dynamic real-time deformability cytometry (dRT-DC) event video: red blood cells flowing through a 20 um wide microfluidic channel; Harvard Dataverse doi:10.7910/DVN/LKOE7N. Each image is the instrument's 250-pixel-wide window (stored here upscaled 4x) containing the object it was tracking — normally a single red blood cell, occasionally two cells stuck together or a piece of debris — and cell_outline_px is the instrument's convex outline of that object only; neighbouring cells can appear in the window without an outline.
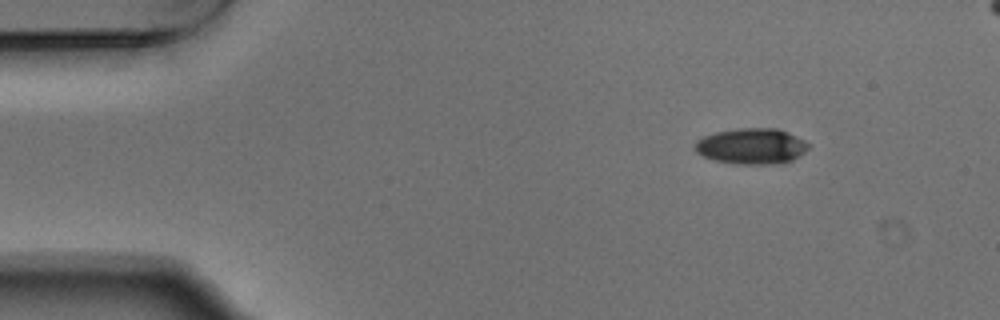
{"species": "Egyptian fruit bat (a non-hibernating species)", "species_latin": "Rousettus aegyptiacus", "temperature_condition": "warm", "stored_images_in_passage": 48, "camera_frame_rate_fps": 3000, "um_per_image_px": 0.085, "animal": {"sex": "male"}, "frame": {"image": 1, "passage_image": 1, "time_ms": 0.0, "image_size_px": [1000, 320], "cell_outline_px": [[808, 148], [804, 152], [792, 160], [780, 164], [736, 164], [712, 160], [696, 152], [692, 148], [696, 140], [704, 136], [716, 132], [740, 128], [776, 128], [788, 132], [804, 140], [808, 144]], "centroid_in_image_um": [63.84, 12.43], "position_along_channel_um": 21.2, "area_um2": 23.81}}
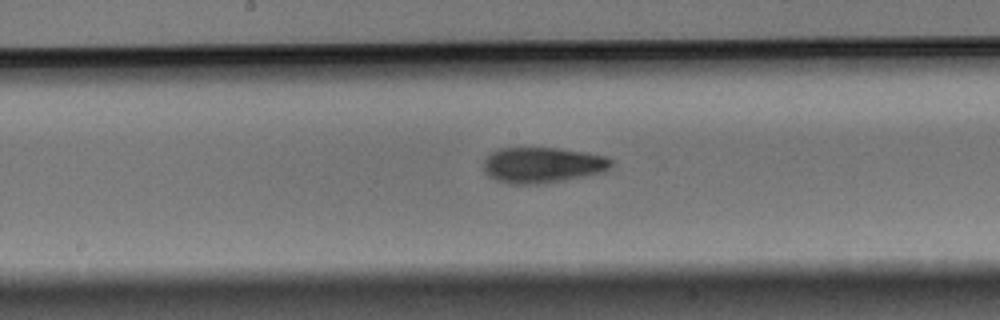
{"frame": {"image": 2, "passage_image": 22, "time_ms": 7.0, "image_size_px": [1000, 320], "cell_outline_px": [[612, 164], [604, 172], [564, 180], [536, 184], [508, 184], [496, 180], [488, 176], [484, 172], [484, 160], [492, 152], [500, 148], [556, 148], [584, 152], [608, 156], [612, 160]], "centroid_in_image_um": [46.1, 14.03], "position_along_channel_um": 202.1, "area_um2": 26.53}}
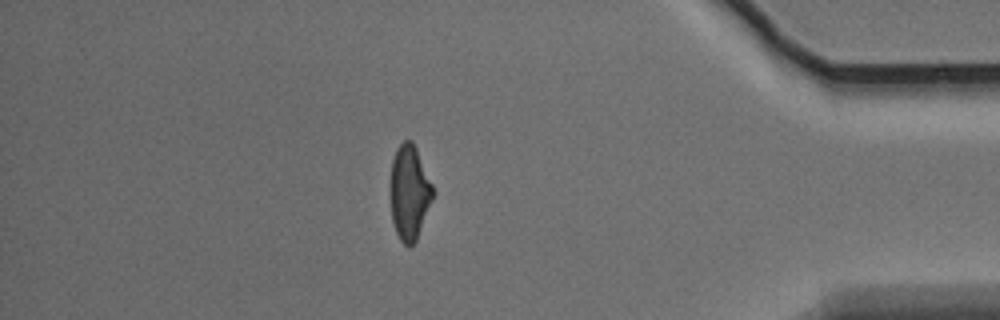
{"frame": {"image": 3, "passage_image": 41, "time_ms": 13.333, "image_size_px": [1000, 320], "cell_outline_px": [[432, 200], [416, 240], [408, 248], [400, 240], [396, 232], [392, 220], [392, 160], [396, 148], [404, 140], [412, 140], [416, 148], [432, 184]], "centroid_in_image_um": [34.8, 16.36], "position_along_channel_um": 400.4, "area_um2": 22.77}}